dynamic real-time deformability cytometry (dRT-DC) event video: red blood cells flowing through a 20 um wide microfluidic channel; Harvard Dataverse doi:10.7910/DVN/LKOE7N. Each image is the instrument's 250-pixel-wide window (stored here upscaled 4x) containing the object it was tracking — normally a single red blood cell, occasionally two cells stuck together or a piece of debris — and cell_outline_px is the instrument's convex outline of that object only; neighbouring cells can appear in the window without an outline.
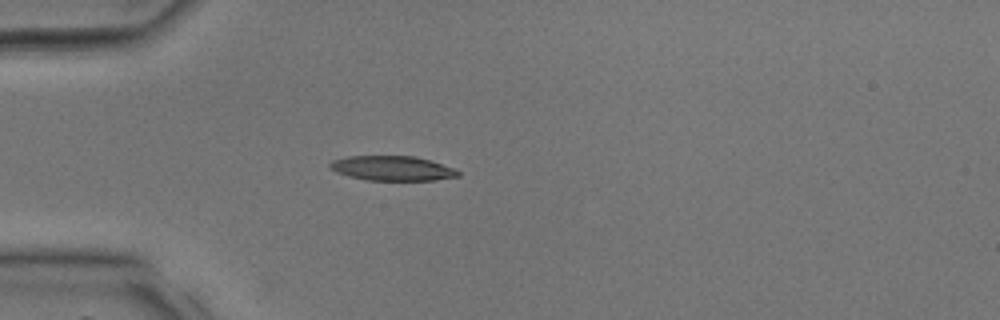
{"species": "common noctule bat (a hibernating species)", "species_latin": "Nyctalus noctula", "temperature_condition": "room temperature", "stored_images_in_passage": 28, "camera_frame_rate_fps": 3000, "um_per_image_px": 0.085, "animal": {"sex": "male", "body_mass_g": 17.9, "forearm_length_mm": 54.2}, "frame": {"image": 1, "passage_image": 1, "time_ms": 0.0, "image_size_px": [1000, 320], "cell_outline_px": [[460, 176], [436, 180], [368, 180], [348, 176], [336, 172], [328, 164], [332, 160], [348, 156], [416, 156], [452, 168], [460, 172]], "centroid_in_image_um": [33.32, 14.3], "position_along_channel_um": 51.7, "area_um2": 18.26}}
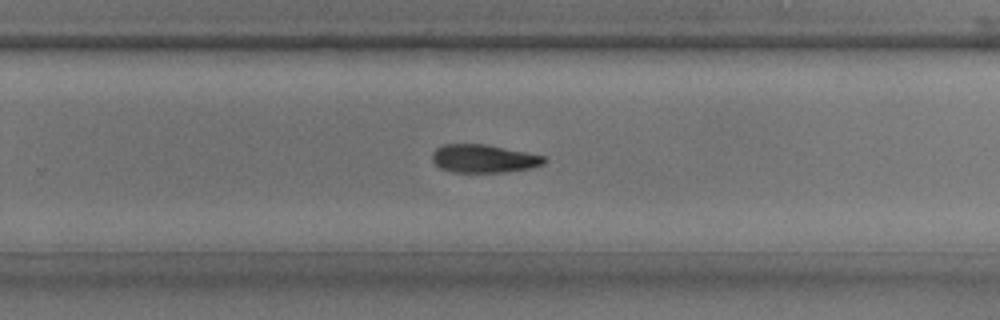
{"frame": {"image": 2, "passage_image": 15, "time_ms": 4.667, "image_size_px": [1000, 320], "cell_outline_px": [[548, 160], [544, 164], [532, 168], [504, 172], [452, 172], [440, 168], [432, 160], [432, 152], [436, 148], [444, 144], [484, 144], [544, 156]], "centroid_in_image_um": [41.11, 13.49], "position_along_channel_um": 288.7, "area_um2": 18.32}}
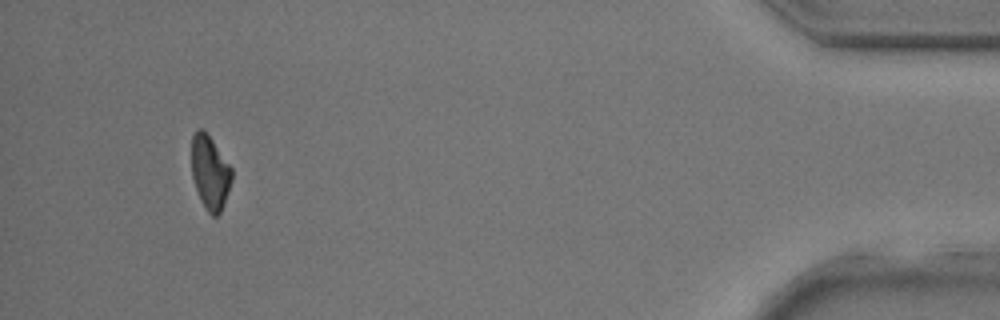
{"frame": {"image": 3, "passage_image": 26, "time_ms": 8.333, "image_size_px": [1000, 320], "cell_outline_px": [[232, 180], [224, 204], [220, 212], [216, 216], [212, 216], [208, 212], [200, 200], [192, 176], [192, 136], [196, 128], [200, 128], [212, 140], [232, 168]], "centroid_in_image_um": [17.85, 14.67], "position_along_channel_um": 417.3, "area_um2": 17.11}}